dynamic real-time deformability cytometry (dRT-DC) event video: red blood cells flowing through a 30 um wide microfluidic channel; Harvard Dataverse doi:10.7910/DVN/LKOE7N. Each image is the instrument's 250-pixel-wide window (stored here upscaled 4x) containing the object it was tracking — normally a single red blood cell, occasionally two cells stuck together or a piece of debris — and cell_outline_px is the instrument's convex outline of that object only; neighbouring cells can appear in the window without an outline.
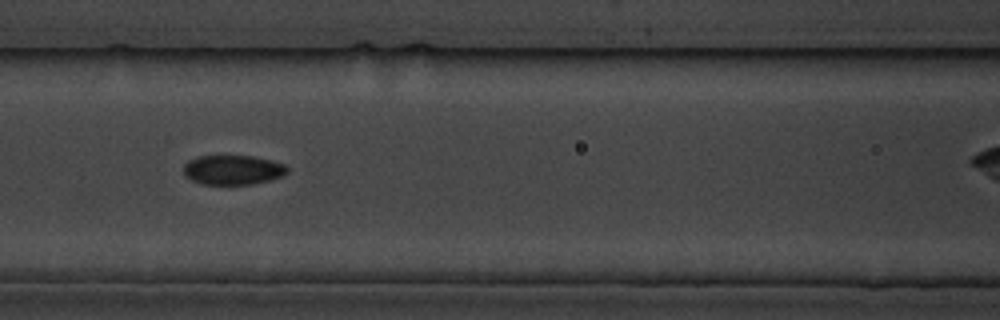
{"species": "common noctule bat (a hibernating species)", "species_latin": "Nyctalus noctula", "temperature_condition": "cold", "stored_images_in_passage": 14, "camera_frame_rate_fps": 3000, "um_per_image_px": 0.085, "animal": {"sex": "male", "body_mass_g": 19.5, "forearm_length_mm": 54.6}, "frame": {"image": 1, "passage_image": 5, "time_ms": 4.667, "image_size_px": [1000, 320], "cell_outline_px": [[288, 172], [284, 176], [272, 180], [252, 184], [200, 184], [184, 176], [184, 164], [188, 160], [196, 156], [252, 156], [272, 160], [284, 164], [288, 168]], "centroid_in_image_um": [19.8, 14.44], "position_along_channel_um": 146.8, "area_um2": 18.09}}
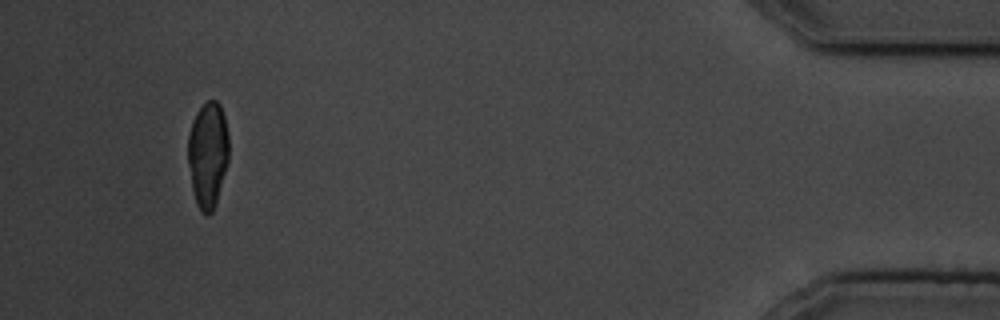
{"frame": {"image": 2, "passage_image": 14, "time_ms": 16.0, "image_size_px": [1000, 320], "cell_outline_px": [[228, 160], [216, 204], [212, 212], [208, 216], [200, 212], [196, 204], [192, 188], [188, 164], [188, 136], [196, 112], [208, 100], [216, 100], [220, 104], [224, 116], [228, 136]], "centroid_in_image_um": [17.66, 13.17], "position_along_channel_um": 417.5, "area_um2": 25.2}, "authors_computed_cell_mechanics": {"area_um2": 18.2359, "velocity_mm_per_s": 3.5724, "shape_relaxation_time_tau1_ms": 2.8058, "shape_relaxation_time_tau2_ms": null, "deformation_change_tau1": 0.0836, "deformation_change_tau2": null}}